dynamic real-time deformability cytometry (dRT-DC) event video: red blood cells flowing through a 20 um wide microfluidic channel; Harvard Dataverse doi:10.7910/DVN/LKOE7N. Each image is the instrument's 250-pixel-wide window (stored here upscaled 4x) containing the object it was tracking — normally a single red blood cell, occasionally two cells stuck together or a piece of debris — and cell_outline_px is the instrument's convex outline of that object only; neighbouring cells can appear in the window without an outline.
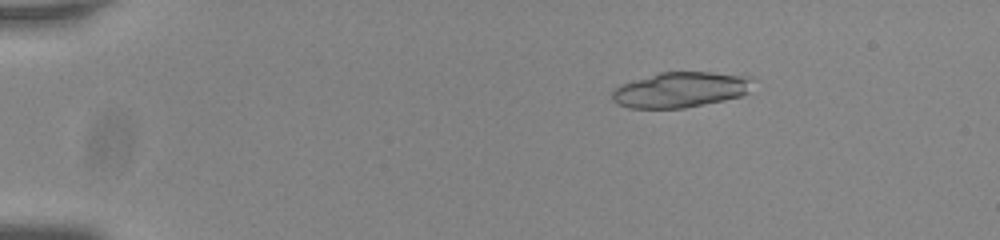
{"species": "common noctule bat (a hibernating species)", "species_latin": "Nyctalus noctula", "temperature_condition": "room temperature", "stored_images_in_passage": 25, "camera_frame_rate_fps": 3000, "um_per_image_px": 0.085, "animal": {"sex": "male", "body_mass_g": 20.0, "forearm_length_mm": 53.3}, "frame": {"image": 1, "passage_image": 10, "time_ms": 3.0, "image_size_px": [1000, 240], "cell_outline_px": [[752, 80], [748, 92], [740, 96], [724, 100], [684, 108], [628, 108], [616, 104], [612, 100], [612, 92], [620, 84], [660, 72], [712, 72], [752, 76]], "centroid_in_image_um": [57.82, 7.63], "position_along_channel_um": 27.2, "area_um2": 29.07}}